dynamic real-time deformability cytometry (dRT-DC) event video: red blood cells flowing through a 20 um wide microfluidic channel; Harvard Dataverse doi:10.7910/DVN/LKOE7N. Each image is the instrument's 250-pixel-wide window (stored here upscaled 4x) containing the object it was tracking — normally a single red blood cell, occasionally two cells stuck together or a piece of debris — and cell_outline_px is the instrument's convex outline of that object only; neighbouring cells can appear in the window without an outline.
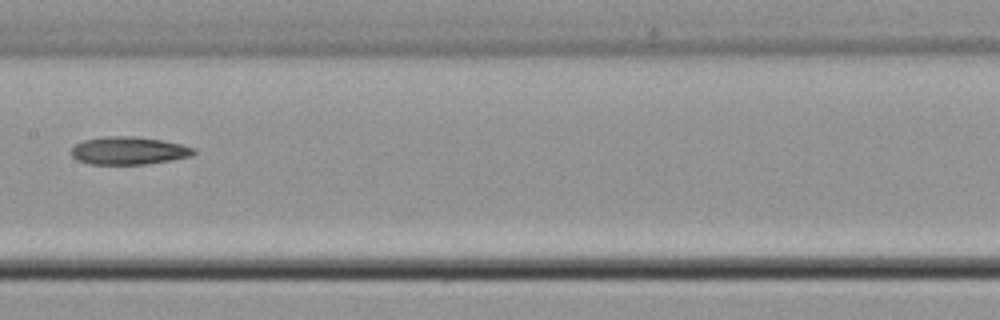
{"species": "common noctule bat (a hibernating species)", "species_latin": "Nyctalus noctula", "temperature_condition": "cold", "stored_images_in_passage": 8, "camera_frame_rate_fps": 3000, "um_per_image_px": 0.085, "animal": {"sex": "male", "body_mass_g": 21.5, "forearm_length_mm": 52.0}, "frame": {"image": 1, "passage_image": 7, "time_ms": 2.0, "image_size_px": [1000, 320], "cell_outline_px": [[196, 152], [192, 156], [144, 164], [88, 164], [76, 160], [72, 156], [72, 148], [76, 144], [84, 140], [104, 136], [132, 136], [160, 140], [180, 144], [196, 148]], "centroid_in_image_um": [10.92, 12.8], "position_along_channel_um": 196.5, "area_um2": 19.71}}
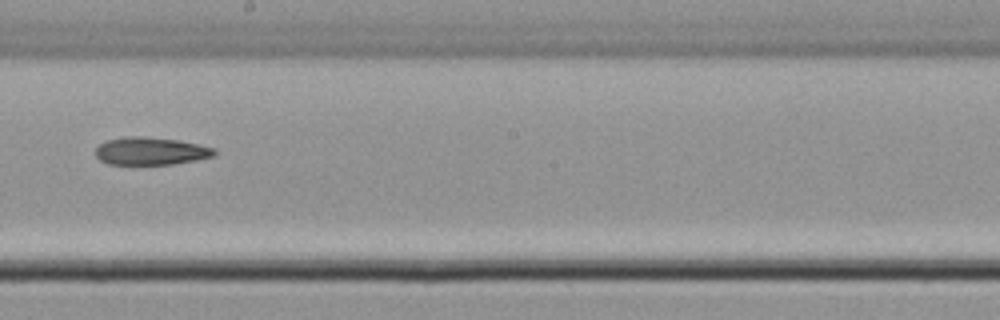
{"frame": {"image": 2, "passage_image": 8, "time_ms": 2.333, "image_size_px": [1000, 320], "cell_outline_px": [[216, 156], [196, 160], [172, 164], [108, 164], [100, 160], [96, 156], [96, 148], [104, 140], [124, 136], [144, 136], [176, 140], [216, 148]], "centroid_in_image_um": [12.8, 12.83], "position_along_channel_um": 235.4, "area_um2": 19.25}}